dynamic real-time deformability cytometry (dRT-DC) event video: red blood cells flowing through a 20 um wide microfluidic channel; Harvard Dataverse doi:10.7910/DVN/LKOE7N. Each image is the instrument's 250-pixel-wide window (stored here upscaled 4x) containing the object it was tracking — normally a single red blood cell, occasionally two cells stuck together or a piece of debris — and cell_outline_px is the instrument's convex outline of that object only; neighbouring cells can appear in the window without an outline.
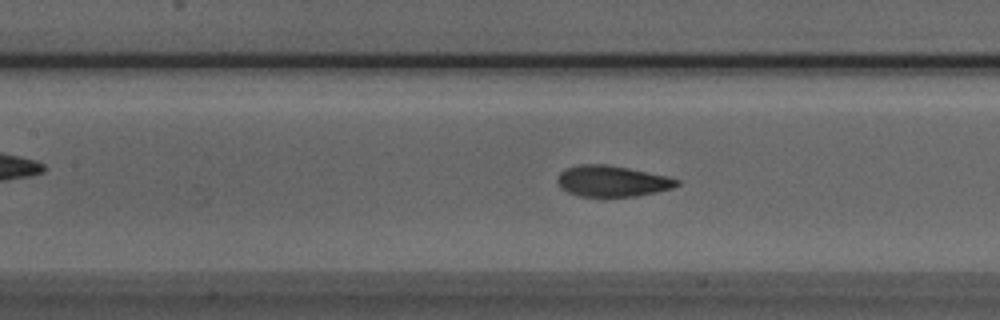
{"species": "Egyptian fruit bat (a non-hibernating species)", "species_latin": "Rousettus aegyptiacus", "temperature_condition": "room temperature", "stored_images_in_passage": 46, "camera_frame_rate_fps": 3000, "um_per_image_px": 0.085, "animal": {"sex": "male"}, "frame": {"image": 1, "passage_image": 22, "time_ms": 7.0, "image_size_px": [1000, 320], "cell_outline_px": [[680, 184], [672, 188], [656, 192], [636, 196], [580, 196], [568, 192], [560, 188], [556, 180], [560, 172], [564, 168], [580, 164], [608, 164], [668, 176], [680, 180]], "centroid_in_image_um": [52.01, 15.38], "position_along_channel_um": 155.4, "area_um2": 21.68}}
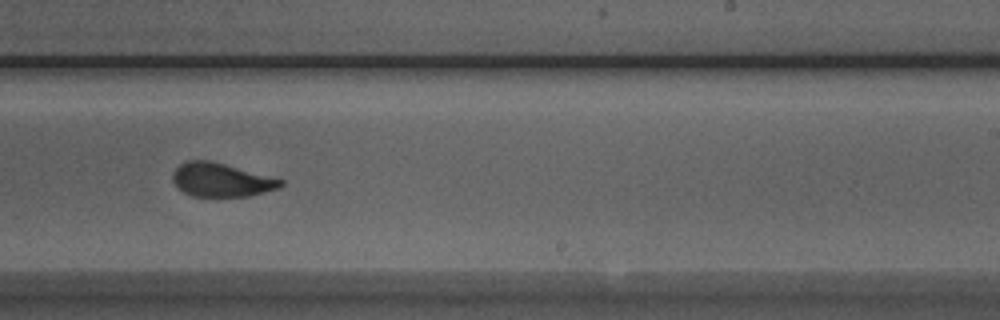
{"frame": {"image": 2, "passage_image": 31, "time_ms": 10.0, "image_size_px": [1000, 320], "cell_outline_px": [[284, 184], [280, 188], [248, 196], [192, 196], [184, 192], [172, 180], [172, 172], [180, 164], [188, 160], [212, 160], [284, 180]], "centroid_in_image_um": [18.81, 15.28], "position_along_channel_um": 270.2, "area_um2": 21.15}}
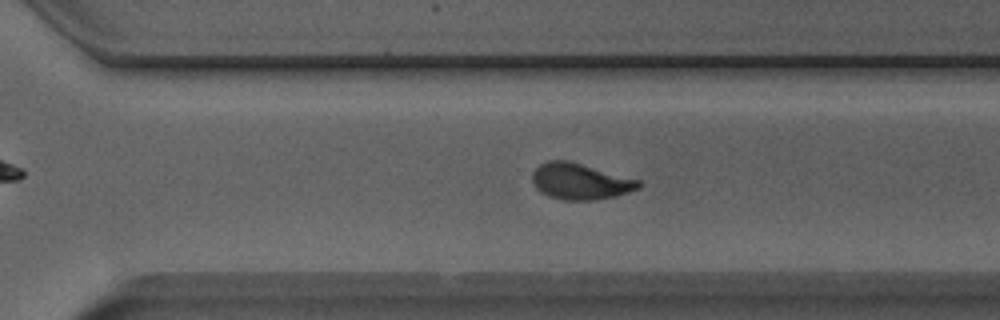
{"frame": {"image": 3, "passage_image": 35, "time_ms": 11.333, "image_size_px": [1000, 320], "cell_outline_px": [[644, 184], [640, 188], [616, 196], [592, 200], [564, 200], [548, 196], [540, 192], [536, 188], [532, 180], [532, 172], [540, 164], [548, 160], [568, 160], [640, 180]], "centroid_in_image_um": [49.32, 15.42], "position_along_channel_um": 321.3, "area_um2": 22.48}, "authors_computed_cell_mechanics": {"area_um2": 21.9929, "velocity_mm_per_s": 3.844, "shape_relaxation_time_tau1_ms": 4.0295, "shape_relaxation_time_tau2_ms": 1.0057, "deformation_change_tau1": 0.1492, "deformation_change_tau2": 0.0656}}